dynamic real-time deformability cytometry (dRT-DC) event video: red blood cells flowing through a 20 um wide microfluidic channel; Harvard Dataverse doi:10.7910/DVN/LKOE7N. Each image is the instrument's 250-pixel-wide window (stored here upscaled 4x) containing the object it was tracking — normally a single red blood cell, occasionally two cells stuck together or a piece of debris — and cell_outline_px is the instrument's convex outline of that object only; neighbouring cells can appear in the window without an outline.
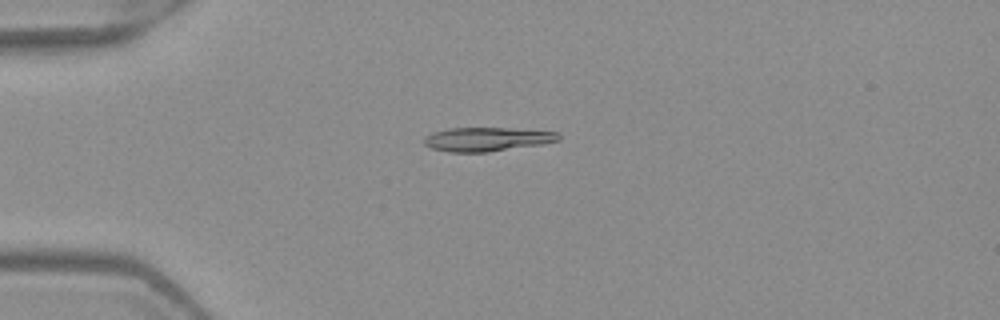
{"species": "Egyptian fruit bat (a non-hibernating species)", "species_latin": "Rousettus aegyptiacus", "temperature_condition": "warm", "stored_images_in_passage": 6, "camera_frame_rate_fps": 3000, "um_per_image_px": 0.085, "frame": {"image": 1, "passage_image": 4, "time_ms": 1.0, "image_size_px": [1000, 320], "cell_outline_px": [[560, 140], [544, 144], [488, 152], [448, 152], [432, 148], [424, 144], [424, 136], [432, 132], [448, 128], [508, 128], [556, 132], [560, 136]], "centroid_in_image_um": [41.37, 11.84], "position_along_channel_um": 43.6, "area_um2": 18.79}}
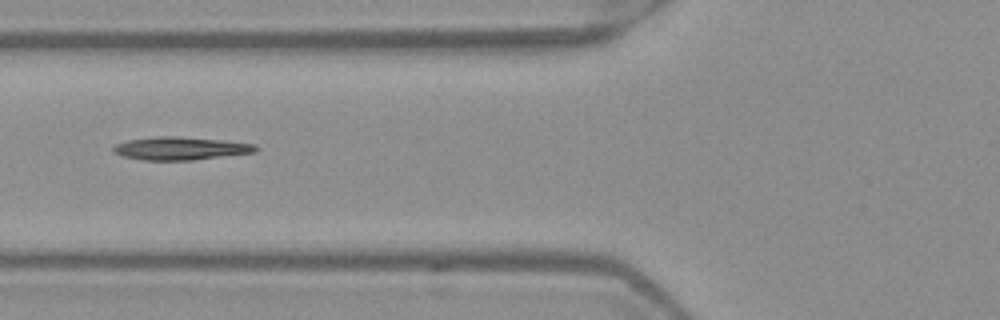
{"frame": {"image": 2, "passage_image": 6, "time_ms": 1.667, "image_size_px": [1000, 320], "cell_outline_px": [[260, 148], [256, 152], [192, 160], [144, 160], [124, 156], [112, 152], [112, 148], [116, 144], [128, 140], [156, 136], [180, 136], [220, 140], [256, 144]], "centroid_in_image_um": [15.36, 12.61], "position_along_channel_um": 110.4, "area_um2": 19.07}}